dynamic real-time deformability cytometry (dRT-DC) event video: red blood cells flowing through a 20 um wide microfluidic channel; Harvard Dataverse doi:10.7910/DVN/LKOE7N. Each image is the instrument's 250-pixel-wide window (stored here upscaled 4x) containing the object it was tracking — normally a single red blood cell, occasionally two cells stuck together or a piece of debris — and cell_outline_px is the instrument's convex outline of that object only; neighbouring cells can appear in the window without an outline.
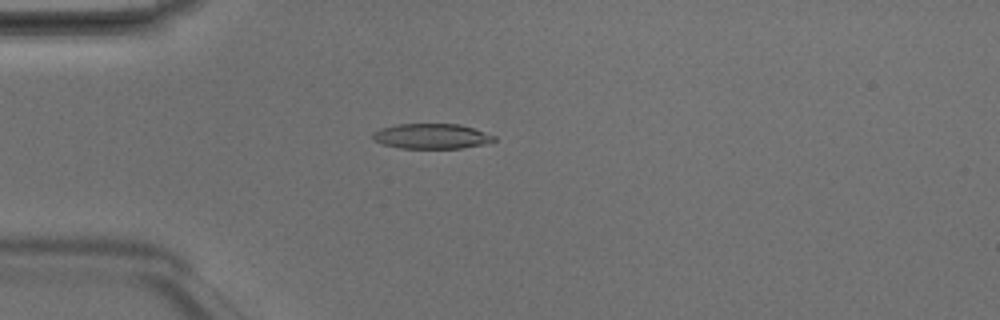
{"species": "Egyptian fruit bat (a non-hibernating species)", "species_latin": "Rousettus aegyptiacus", "temperature_condition": "room temperature", "stored_images_in_passage": 4, "camera_frame_rate_fps": 3000, "um_per_image_px": 0.085, "animal": {"sex": "male"}, "frame": {"image": 1, "passage_image": 4, "time_ms": 1.0, "image_size_px": [1000, 320], "cell_outline_px": [[496, 140], [484, 144], [460, 148], [400, 148], [384, 144], [372, 140], [372, 132], [380, 128], [396, 124], [460, 124], [496, 136]], "centroid_in_image_um": [36.65, 11.57], "position_along_channel_um": 48.4, "area_um2": 17.74}}